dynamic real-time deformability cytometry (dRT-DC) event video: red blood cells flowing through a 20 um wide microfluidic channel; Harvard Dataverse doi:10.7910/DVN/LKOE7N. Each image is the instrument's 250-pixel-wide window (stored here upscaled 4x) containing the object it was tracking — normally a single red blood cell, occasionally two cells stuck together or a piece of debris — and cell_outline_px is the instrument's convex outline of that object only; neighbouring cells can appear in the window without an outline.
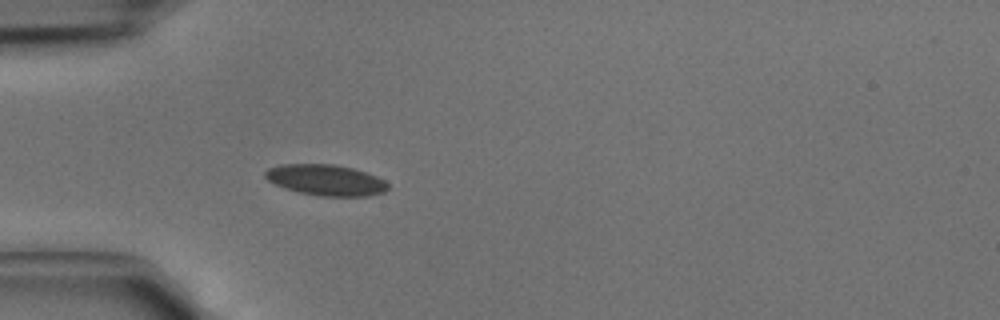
{"species": "common noctule bat (a hibernating species)", "species_latin": "Nyctalus noctula", "temperature_condition": "cold", "stored_images_in_passage": 3, "camera_frame_rate_fps": 3000, "um_per_image_px": 0.085, "animal": {"sex": "male", "body_mass_g": 15.6}, "frame": {"image": 1, "passage_image": 3, "time_ms": 0.667, "image_size_px": [1000, 320], "cell_outline_px": [[388, 188], [384, 192], [368, 196], [320, 196], [300, 192], [284, 188], [268, 180], [264, 176], [264, 172], [268, 168], [280, 164], [332, 164], [352, 168], [376, 176], [384, 180], [388, 184]], "centroid_in_image_um": [27.68, 15.3], "position_along_channel_um": 57.3, "area_um2": 22.02}}